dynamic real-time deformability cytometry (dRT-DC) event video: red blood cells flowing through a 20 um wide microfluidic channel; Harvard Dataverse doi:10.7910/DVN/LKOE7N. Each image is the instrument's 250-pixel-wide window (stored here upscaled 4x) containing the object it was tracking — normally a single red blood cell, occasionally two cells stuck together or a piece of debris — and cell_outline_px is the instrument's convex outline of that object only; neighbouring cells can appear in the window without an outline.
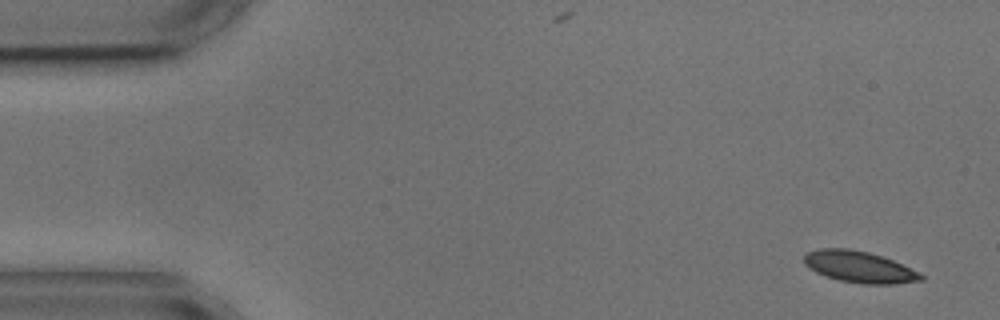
{"species": "common noctule bat (a hibernating species)", "species_latin": "Nyctalus noctula", "temperature_condition": "cold", "stored_images_in_passage": 4, "camera_frame_rate_fps": 3000, "um_per_image_px": 0.085, "animal": {"sex": "male", "body_mass_g": 17.9, "forearm_length_mm": 54.2}, "frame": {"image": 1, "passage_image": 1, "time_ms": 0.0, "image_size_px": [1000, 320], "cell_outline_px": [[924, 280], [896, 284], [860, 284], [840, 280], [824, 276], [808, 268], [804, 264], [804, 256], [808, 252], [820, 248], [848, 248], [868, 252], [892, 260], [920, 272], [924, 276]], "centroid_in_image_um": [73.04, 22.7], "position_along_channel_um": 12.0, "area_um2": 21.5}}
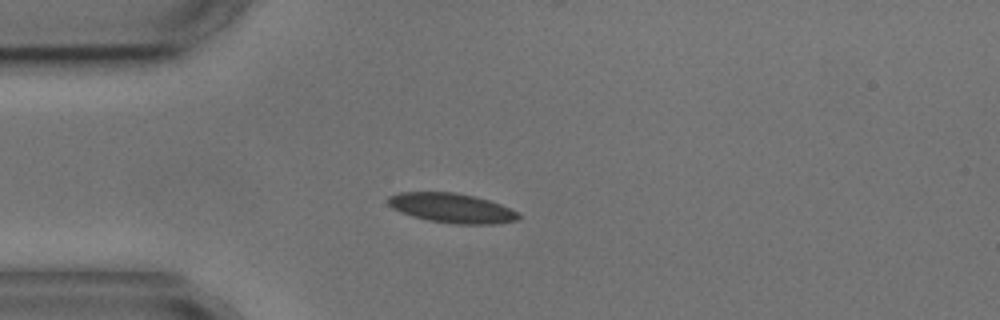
{"frame": {"image": 2, "passage_image": 4, "time_ms": 3.667, "image_size_px": [1000, 320], "cell_outline_px": [[520, 216], [516, 220], [492, 224], [456, 224], [428, 220], [412, 216], [400, 212], [392, 208], [388, 204], [388, 196], [400, 192], [452, 192], [476, 196], [500, 204], [520, 212]], "centroid_in_image_um": [38.39, 17.68], "position_along_channel_um": 46.6, "area_um2": 22.48}}